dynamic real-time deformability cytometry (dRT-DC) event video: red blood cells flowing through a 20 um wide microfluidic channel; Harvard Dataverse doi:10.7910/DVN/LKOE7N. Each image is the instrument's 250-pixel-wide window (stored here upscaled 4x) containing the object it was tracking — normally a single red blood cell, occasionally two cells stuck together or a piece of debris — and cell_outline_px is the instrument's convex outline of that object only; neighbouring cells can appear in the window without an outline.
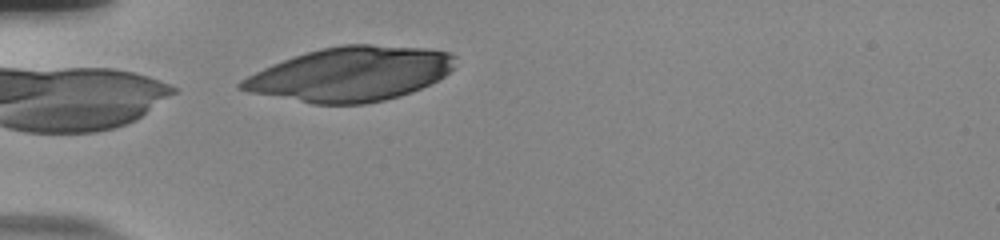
{"species": "human", "species_latin": "Homo sapiens", "temperature_condition": "room temperature", "stored_images_in_passage": 30, "camera_frame_rate_fps": 3000, "um_per_image_px": 0.085, "donor": {"sex": "male"}, "frame": {"image": 1, "passage_image": 1, "time_ms": 0.0, "image_size_px": [1000, 240], "cell_outline_px": [[456, 68], [444, 76], [412, 92], [400, 96], [384, 100], [364, 104], [312, 104], [248, 92], [236, 88], [236, 84], [240, 80], [272, 64], [320, 48], [344, 44], [372, 44], [424, 48], [452, 52], [456, 56]], "centroid_in_image_um": [29.82, 6.29], "position_along_channel_um": 55.2, "area_um2": 67.8}}